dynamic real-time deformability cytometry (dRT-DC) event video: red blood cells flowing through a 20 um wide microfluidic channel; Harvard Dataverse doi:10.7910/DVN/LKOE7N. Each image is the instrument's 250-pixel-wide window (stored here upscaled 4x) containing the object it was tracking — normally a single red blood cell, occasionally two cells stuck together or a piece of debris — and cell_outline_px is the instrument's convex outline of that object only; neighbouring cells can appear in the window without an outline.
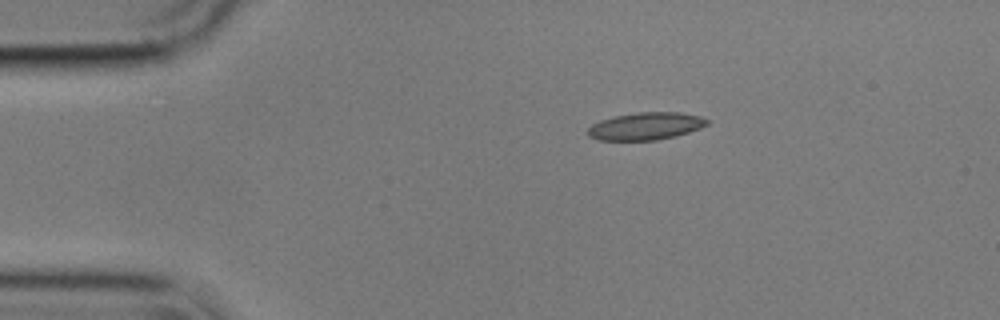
{"species": "common noctule bat (a hibernating species)", "species_latin": "Nyctalus noctula", "temperature_condition": "cold", "stored_images_in_passage": 46, "camera_frame_rate_fps": 3000, "um_per_image_px": 0.085, "animal": {"sex": "male", "body_mass_g": 17.9}, "frame": {"image": 1, "passage_image": 1, "time_ms": 0.0, "image_size_px": [1000, 320], "cell_outline_px": [[708, 124], [700, 128], [676, 136], [656, 140], [600, 140], [588, 136], [588, 128], [592, 124], [600, 120], [616, 116], [636, 112], [680, 112], [700, 116], [708, 120]], "centroid_in_image_um": [54.89, 10.72], "position_along_channel_um": 30.1, "area_um2": 19.02}}
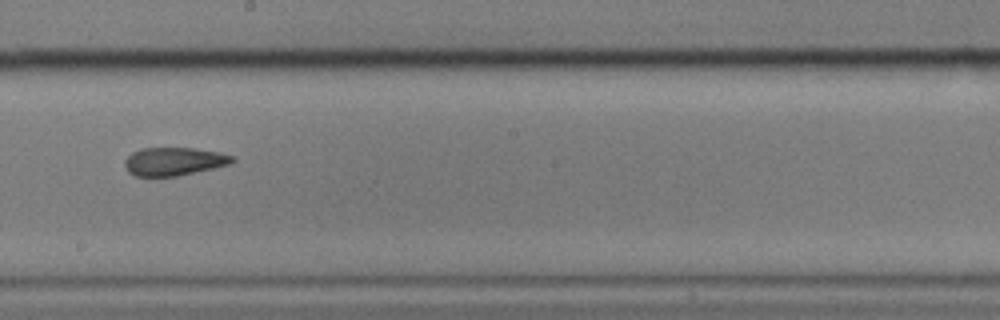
{"frame": {"image": 2, "passage_image": 22, "time_ms": 7.0, "image_size_px": [1000, 320], "cell_outline_px": [[236, 160], [232, 164], [180, 176], [136, 176], [128, 172], [124, 164], [124, 160], [132, 152], [144, 148], [192, 148], [220, 152], [236, 156]], "centroid_in_image_um": [14.84, 13.72], "position_along_channel_um": 233.4, "area_um2": 17.92}}
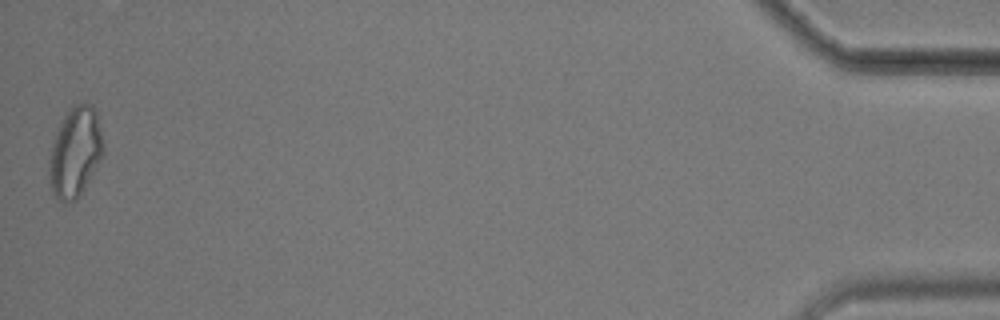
{"frame": {"image": 3, "passage_image": 46, "time_ms": 15.0, "image_size_px": [1000, 320], "cell_outline_px": [[104, 152], [100, 160], [84, 188], [76, 200], [64, 204], [52, 192], [48, 180], [48, 160], [52, 144], [56, 132], [64, 116], [72, 104], [92, 104], [96, 112], [104, 140]], "centroid_in_image_um": [6.38, 12.94], "position_along_channel_um": 428.8, "area_um2": 28.55}, "authors_computed_cell_mechanics": {"area_um2": 19.3052, "velocity_mm_per_s": 3.598, "shape_relaxation_time_tau1_ms": null, "shape_relaxation_time_tau2_ms": 3.3441, "deformation_change_tau1": null, "deformation_change_tau2": 0.1068}}